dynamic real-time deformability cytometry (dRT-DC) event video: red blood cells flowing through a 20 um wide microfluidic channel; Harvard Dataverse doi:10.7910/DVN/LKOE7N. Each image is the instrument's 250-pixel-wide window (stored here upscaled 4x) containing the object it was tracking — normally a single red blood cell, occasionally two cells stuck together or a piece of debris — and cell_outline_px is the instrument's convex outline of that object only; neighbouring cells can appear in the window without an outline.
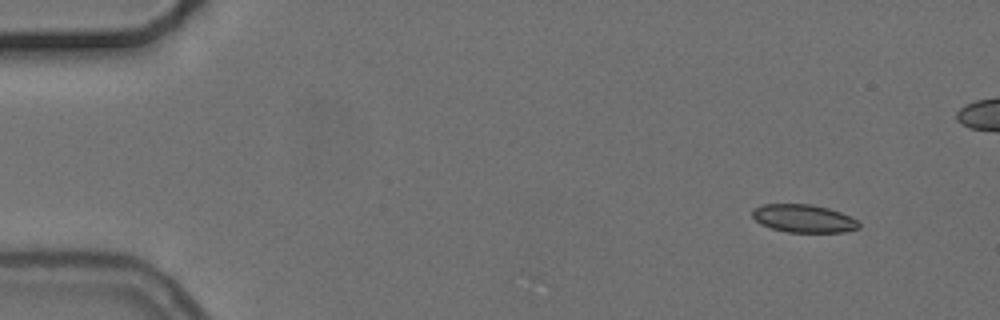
{"species": "common noctule bat (a hibernating species)", "species_latin": "Nyctalus noctula", "temperature_condition": "cold", "stored_images_in_passage": 5, "camera_frame_rate_fps": 3000, "um_per_image_px": 0.085, "animal": {"sex": "female", "body_mass_g": 24.6, "forearm_length_mm": 56.2}, "frame": {"image": 1, "passage_image": 1, "time_ms": 0.0, "image_size_px": [1000, 320], "cell_outline_px": [[860, 228], [844, 232], [788, 232], [772, 228], [760, 224], [752, 216], [752, 208], [764, 204], [812, 204], [828, 208], [840, 212], [856, 220], [860, 224]], "centroid_in_image_um": [68.29, 18.57], "position_along_channel_um": 16.7, "area_um2": 17.34}}